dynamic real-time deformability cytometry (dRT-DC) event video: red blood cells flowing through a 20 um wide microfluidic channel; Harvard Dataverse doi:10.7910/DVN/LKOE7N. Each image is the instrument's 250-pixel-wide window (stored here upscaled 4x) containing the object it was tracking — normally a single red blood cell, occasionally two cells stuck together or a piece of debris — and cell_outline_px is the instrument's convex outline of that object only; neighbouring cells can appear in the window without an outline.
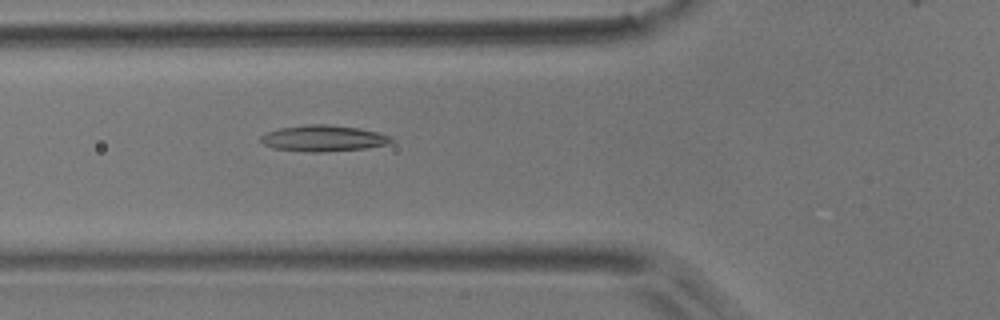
{"species": "common noctule bat (a hibernating species)", "species_latin": "Nyctalus noctula", "temperature_condition": "room temperature", "stored_images_in_passage": 5, "camera_frame_rate_fps": 3000, "um_per_image_px": 0.085, "animal": {"sex": "male", "body_mass_g": 17.9}, "frame": {"image": 1, "passage_image": 5, "time_ms": 4.667, "image_size_px": [1000, 320], "cell_outline_px": [[396, 140], [388, 144], [364, 148], [320, 152], [304, 152], [272, 148], [264, 144], [260, 140], [260, 136], [268, 132], [280, 128], [308, 124], [328, 124], [360, 128], [392, 136]], "centroid_in_image_um": [27.5, 11.75], "position_along_channel_um": 98.3, "area_um2": 19.94}}